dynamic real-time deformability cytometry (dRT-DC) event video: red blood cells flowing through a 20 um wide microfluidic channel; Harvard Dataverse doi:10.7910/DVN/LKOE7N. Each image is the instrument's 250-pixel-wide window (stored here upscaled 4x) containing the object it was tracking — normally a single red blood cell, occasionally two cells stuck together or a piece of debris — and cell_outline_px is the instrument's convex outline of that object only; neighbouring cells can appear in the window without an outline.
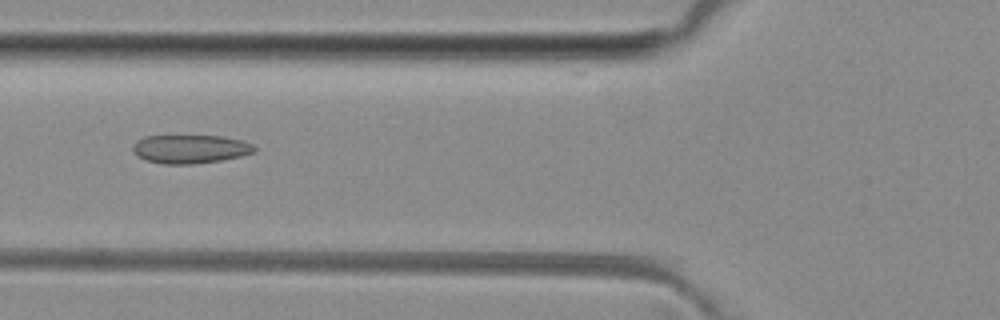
{"species": "common noctule bat (a hibernating species)", "species_latin": "Nyctalus noctula", "temperature_condition": "room temperature", "stored_images_in_passage": 50, "camera_frame_rate_fps": 3000, "um_per_image_px": 0.085, "animal": {"sex": "female", "body_mass_g": 29.2, "forearm_length_mm": 56.3}, "frame": {"image": 1, "passage_image": 19, "time_ms": 6.0, "image_size_px": [1000, 320], "cell_outline_px": [[256, 148], [252, 152], [240, 156], [220, 160], [192, 164], [164, 164], [144, 160], [132, 148], [136, 140], [144, 136], [224, 136], [240, 140], [252, 144]], "centroid_in_image_um": [16.15, 12.66], "position_along_channel_um": 109.7, "area_um2": 20.0}}
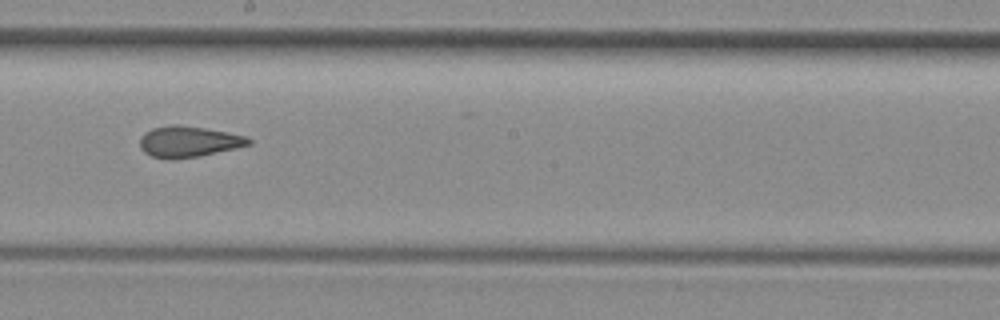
{"frame": {"image": 2, "passage_image": 28, "time_ms": 9.0, "image_size_px": [1000, 320], "cell_outline_px": [[252, 144], [236, 148], [200, 156], [172, 160], [168, 160], [152, 156], [144, 152], [140, 148], [140, 136], [144, 132], [152, 128], [172, 124], [176, 124], [204, 128], [248, 136], [252, 140]], "centroid_in_image_um": [16.02, 12.04], "position_along_channel_um": 232.2, "area_um2": 19.88}}
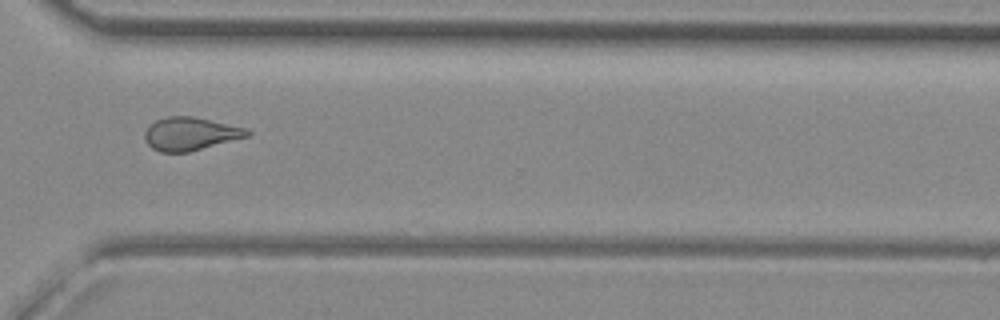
{"frame": {"image": 3, "passage_image": 37, "time_ms": 12.0, "image_size_px": [1000, 320], "cell_outline_px": [[252, 136], [188, 152], [160, 152], [152, 148], [144, 140], [144, 132], [156, 120], [168, 116], [192, 116], [248, 128], [252, 132]], "centroid_in_image_um": [16.23, 11.38], "position_along_channel_um": 354.4, "area_um2": 19.94}, "authors_computed_cell_mechanics": {"area_um2": 20.3167, "velocity_mm_per_s": 4.0731, "shape_relaxation_time_tau1_ms": null, "shape_relaxation_time_tau2_ms": 1.9941, "deformation_change_tau1": null, "deformation_change_tau2": 0.0853}}